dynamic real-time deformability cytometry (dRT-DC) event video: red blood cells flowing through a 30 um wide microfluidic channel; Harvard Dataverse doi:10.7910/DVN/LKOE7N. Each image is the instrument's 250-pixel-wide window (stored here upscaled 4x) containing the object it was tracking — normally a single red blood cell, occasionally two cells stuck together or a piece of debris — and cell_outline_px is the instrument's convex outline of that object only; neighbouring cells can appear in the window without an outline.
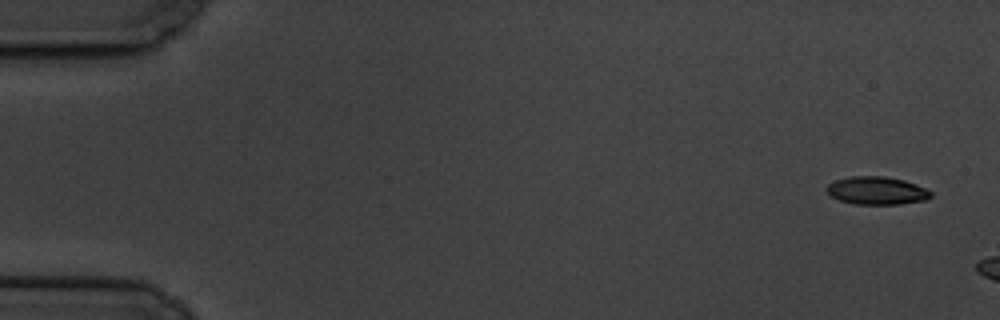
{"species": "common noctule bat (a hibernating species)", "species_latin": "Nyctalus noctula", "temperature_condition": "cold", "stored_images_in_passage": 3, "camera_frame_rate_fps": 3000, "um_per_image_px": 0.085, "animal": {"sex": "male", "body_mass_g": 19.5, "forearm_length_mm": 54.6}, "frame": {"image": 1, "passage_image": 1, "time_ms": 0.0, "image_size_px": [1000, 320], "cell_outline_px": [[932, 196], [924, 200], [900, 204], [852, 204], [840, 200], [832, 196], [824, 188], [828, 184], [836, 180], [852, 176], [884, 176], [904, 180], [916, 184], [932, 192]], "centroid_in_image_um": [74.51, 16.2], "position_along_channel_um": 10.5, "area_um2": 16.88}}